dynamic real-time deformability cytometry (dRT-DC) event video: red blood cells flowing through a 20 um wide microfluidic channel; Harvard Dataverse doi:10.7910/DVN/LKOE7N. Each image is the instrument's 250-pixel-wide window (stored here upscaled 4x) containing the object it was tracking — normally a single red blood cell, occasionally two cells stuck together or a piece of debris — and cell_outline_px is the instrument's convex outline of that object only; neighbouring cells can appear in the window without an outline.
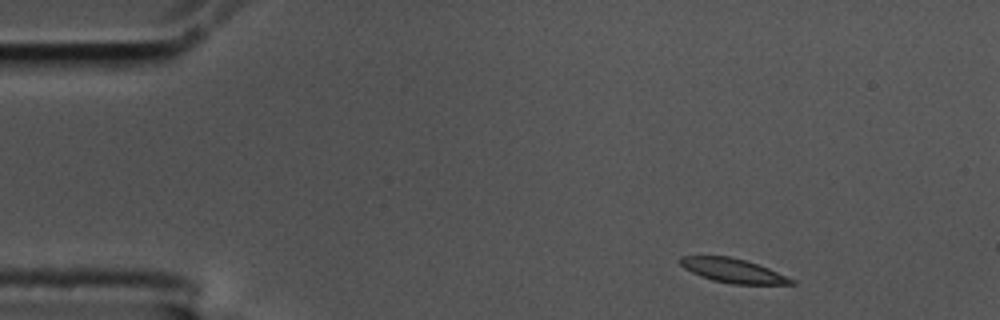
{"species": "common noctule bat (a hibernating species)", "species_latin": "Nyctalus noctula", "temperature_condition": "cold", "stored_images_in_passage": 3, "camera_frame_rate_fps": 3000, "um_per_image_px": 0.085, "animal": {"sex": "male", "body_mass_g": 17.5, "forearm_length_mm": 52.3}, "frame": {"image": 1, "passage_image": 1, "time_ms": 0.0, "image_size_px": [1000, 320], "cell_outline_px": [[796, 284], [732, 284], [712, 280], [700, 276], [684, 268], [680, 264], [680, 256], [728, 256], [744, 260], [768, 268], [796, 280]], "centroid_in_image_um": [62.31, 23.01], "position_along_channel_um": 22.7, "area_um2": 15.49}}